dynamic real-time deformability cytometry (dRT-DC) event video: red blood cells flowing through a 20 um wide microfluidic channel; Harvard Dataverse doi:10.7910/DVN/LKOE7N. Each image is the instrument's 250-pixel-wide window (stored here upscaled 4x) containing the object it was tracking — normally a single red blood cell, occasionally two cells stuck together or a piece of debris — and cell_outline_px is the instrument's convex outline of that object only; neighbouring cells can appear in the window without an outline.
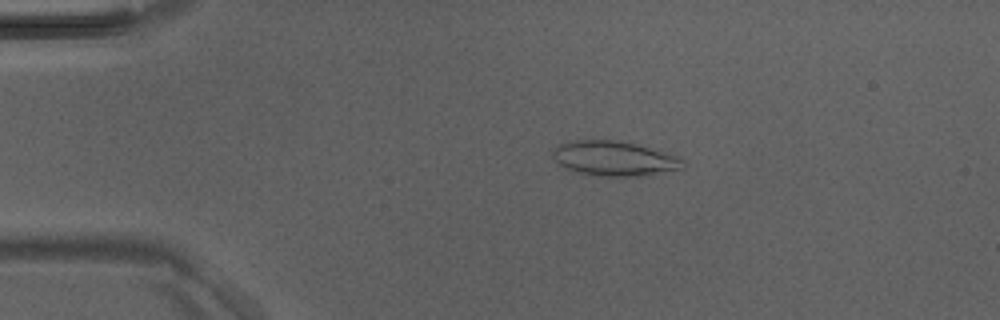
{"species": "Egyptian fruit bat (a non-hibernating species)", "species_latin": "Rousettus aegyptiacus", "temperature_condition": "room temperature", "stored_images_in_passage": 44, "camera_frame_rate_fps": 3000, "um_per_image_px": 0.085, "animal": {"sex": "male"}, "frame": {"image": 1, "passage_image": 8, "time_ms": 2.333, "image_size_px": [1000, 320], "cell_outline_px": [[684, 168], [652, 176], [596, 176], [576, 172], [564, 168], [552, 156], [552, 152], [560, 144], [568, 140], [616, 140], [636, 144], [664, 152], [676, 156], [684, 160]], "centroid_in_image_um": [52.23, 13.49], "position_along_channel_um": 32.8, "area_um2": 26.65}}
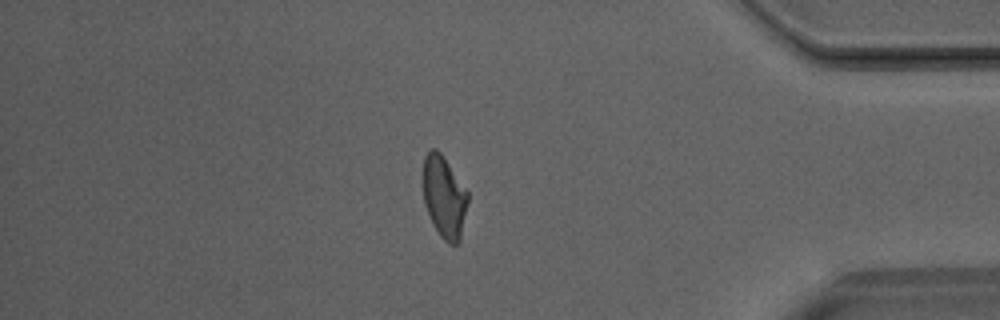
{"frame": {"image": 2, "passage_image": 38, "time_ms": 12.333, "image_size_px": [1000, 320], "cell_outline_px": [[468, 200], [460, 240], [456, 244], [448, 244], [440, 236], [432, 224], [424, 204], [424, 156], [428, 148], [436, 148], [440, 152], [468, 192]], "centroid_in_image_um": [37.75, 16.74], "position_along_channel_um": 397.5, "area_um2": 21.27}}
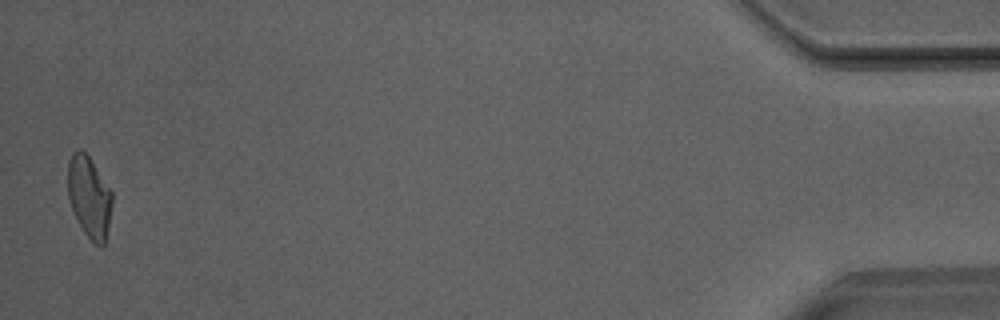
{"frame": {"image": 3, "passage_image": 44, "time_ms": 14.333, "image_size_px": [1000, 320], "cell_outline_px": [[112, 204], [104, 248], [100, 248], [84, 232], [72, 208], [68, 196], [68, 160], [72, 152], [76, 148], [80, 148], [88, 156], [112, 192]], "centroid_in_image_um": [7.58, 16.73], "position_along_channel_um": 427.6, "area_um2": 20.81}}